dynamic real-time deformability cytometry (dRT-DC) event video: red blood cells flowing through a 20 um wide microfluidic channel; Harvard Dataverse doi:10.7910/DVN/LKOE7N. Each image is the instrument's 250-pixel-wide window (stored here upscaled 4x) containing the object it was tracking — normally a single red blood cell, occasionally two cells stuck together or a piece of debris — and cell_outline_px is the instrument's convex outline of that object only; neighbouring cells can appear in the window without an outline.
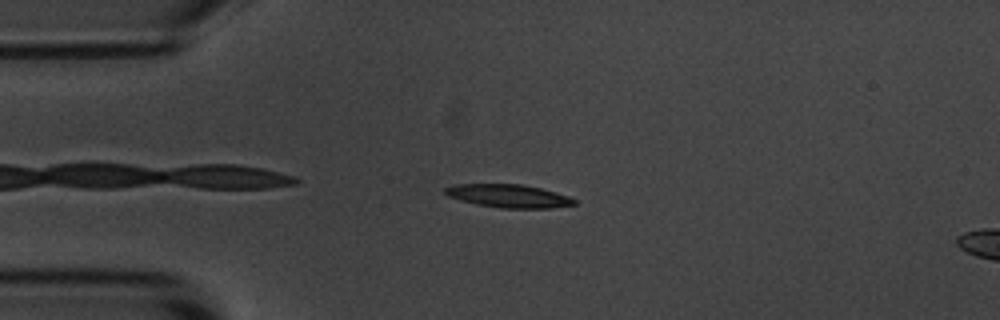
{"species": "common noctule bat (a hibernating species)", "species_latin": "Nyctalus noctula", "temperature_condition": "room temperature", "stored_images_in_passage": 38, "camera_frame_rate_fps": 3000, "um_per_image_px": 0.085, "animal": {"sex": "male", "body_mass_g": 20.1, "forearm_length_mm": 53.5}, "frame": {"image": 1, "passage_image": 4, "time_ms": 1.0, "image_size_px": [1000, 320], "cell_outline_px": [[576, 204], [552, 208], [500, 208], [476, 204], [460, 200], [448, 196], [444, 192], [444, 188], [452, 184], [520, 184], [540, 188], [568, 196], [576, 200]], "centroid_in_image_um": [43.2, 16.66], "position_along_channel_um": 41.8, "area_um2": 17.4}}
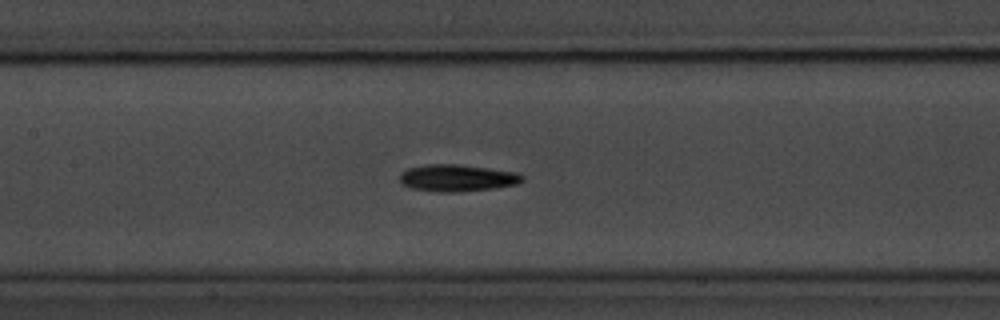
{"frame": {"image": 2, "passage_image": 16, "time_ms": 5.0, "image_size_px": [1000, 320], "cell_outline_px": [[524, 180], [516, 184], [492, 188], [456, 192], [440, 192], [412, 188], [400, 184], [400, 172], [408, 168], [424, 164], [460, 164], [516, 172], [524, 176]], "centroid_in_image_um": [38.82, 15.11], "position_along_channel_um": 168.6, "area_um2": 19.25}}
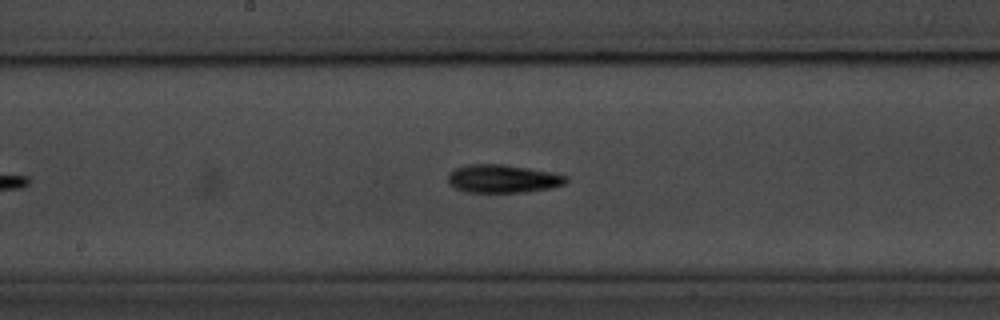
{"frame": {"image": 3, "passage_image": 19, "time_ms": 6.0, "image_size_px": [1000, 320], "cell_outline_px": [[568, 180], [564, 184], [552, 188], [524, 192], [468, 192], [456, 188], [448, 184], [448, 172], [464, 164], [504, 164], [528, 168], [568, 176]], "centroid_in_image_um": [42.71, 15.19], "position_along_channel_um": 205.5, "area_um2": 19.42}, "authors_computed_cell_mechanics": {"area_um2": 18.0336, "velocity_mm_per_s": 3.6955, "shape_relaxation_time_tau1_ms": 2.4786, "shape_relaxation_time_tau2_ms": 8.3621, "deformation_change_tau1": 0.1492, "deformation_change_tau2": 0.1779}}